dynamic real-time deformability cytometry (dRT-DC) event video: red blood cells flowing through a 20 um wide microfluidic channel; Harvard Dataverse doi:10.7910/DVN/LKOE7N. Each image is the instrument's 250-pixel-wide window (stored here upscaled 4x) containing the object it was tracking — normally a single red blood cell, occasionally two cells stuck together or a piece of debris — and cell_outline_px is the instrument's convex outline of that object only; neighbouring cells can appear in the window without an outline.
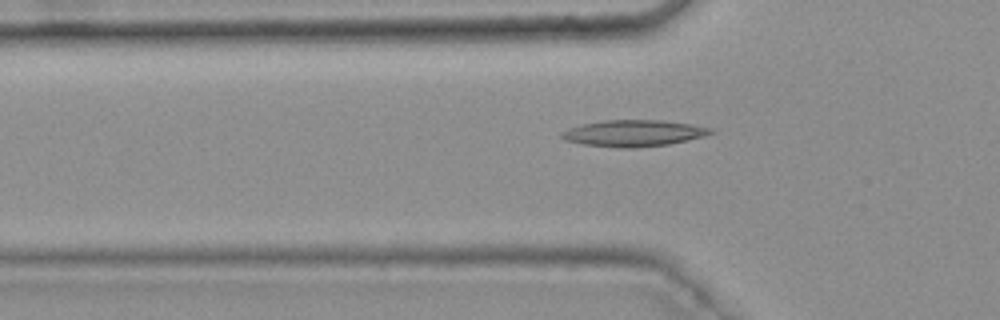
{"species": "common noctule bat (a hibernating species)", "species_latin": "Nyctalus noctula", "temperature_condition": "warm", "stored_images_in_passage": 31, "camera_frame_rate_fps": 3000, "um_per_image_px": 0.085, "animal": {"sex": "female", "body_mass_g": 25.1}, "frame": {"image": 1, "passage_image": 5, "time_ms": 1.333, "image_size_px": [1000, 320], "cell_outline_px": [[716, 132], [704, 136], [668, 144], [636, 148], [616, 148], [584, 144], [564, 140], [560, 136], [560, 132], [568, 128], [580, 124], [604, 120], [660, 120], [692, 124], [712, 128]], "centroid_in_image_um": [53.83, 11.32], "position_along_channel_um": 72.0, "area_um2": 23.12}}
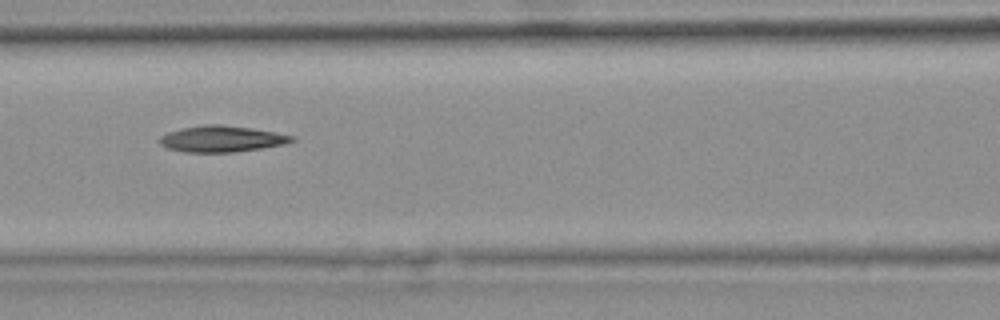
{"frame": {"image": 2, "passage_image": 11, "time_ms": 3.333, "image_size_px": [1000, 320], "cell_outline_px": [[296, 140], [284, 144], [236, 152], [184, 152], [168, 148], [160, 144], [156, 140], [160, 136], [168, 132], [180, 128], [204, 124], [220, 124], [252, 128], [276, 132], [296, 136]], "centroid_in_image_um": [18.83, 11.79], "position_along_channel_um": 147.8, "area_um2": 20.4}}
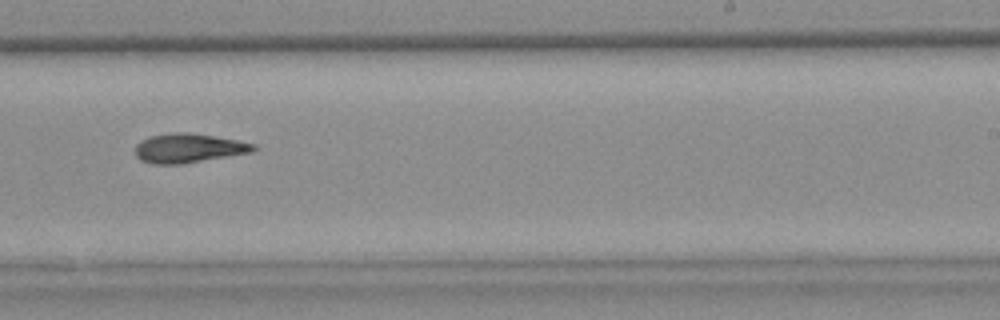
{"frame": {"image": 3, "passage_image": 21, "time_ms": 6.667, "image_size_px": [1000, 320], "cell_outline_px": [[256, 148], [252, 152], [180, 164], [152, 164], [140, 160], [136, 156], [136, 144], [140, 140], [152, 136], [172, 132], [188, 132], [236, 140], [256, 144]], "centroid_in_image_um": [15.99, 12.59], "position_along_channel_um": 273.0, "area_um2": 19.94}, "authors_computed_cell_mechanics": {"area_um2": 20.0566, "velocity_mm_per_s": 3.7637, "shape_relaxation_time_tau1_ms": null, "shape_relaxation_time_tau2_ms": 6.8631, "deformation_change_tau1": null, "deformation_change_tau2": 0.1646}}